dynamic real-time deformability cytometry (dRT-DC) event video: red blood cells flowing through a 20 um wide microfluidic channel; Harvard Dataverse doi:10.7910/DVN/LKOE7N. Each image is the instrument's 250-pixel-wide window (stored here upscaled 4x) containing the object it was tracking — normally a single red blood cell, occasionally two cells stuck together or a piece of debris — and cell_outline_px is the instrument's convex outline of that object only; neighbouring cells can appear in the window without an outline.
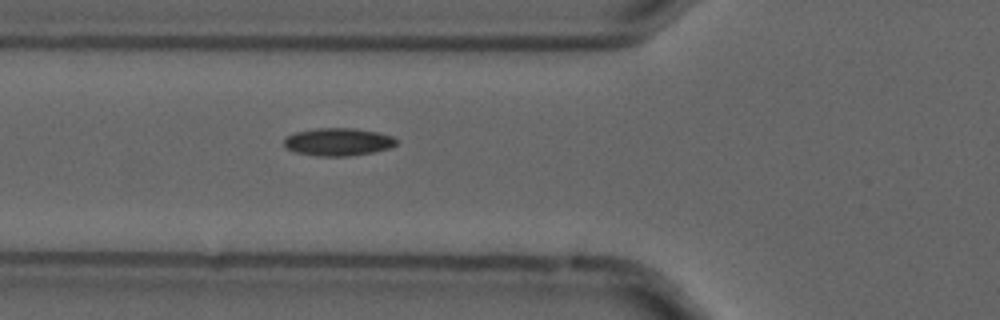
{"species": "common noctule bat (a hibernating species)", "species_latin": "Nyctalus noctula", "temperature_condition": "cold", "stored_images_in_passage": 7, "camera_frame_rate_fps": 3000, "um_per_image_px": 0.085, "animal": {"sex": "male", "forearm_length_mm": 52.5}, "frame": {"image": 1, "passage_image": 7, "time_ms": 2.0, "image_size_px": [1000, 320], "cell_outline_px": [[396, 144], [392, 148], [372, 152], [348, 156], [316, 156], [296, 152], [284, 148], [284, 140], [288, 136], [296, 132], [316, 128], [352, 128], [376, 132], [392, 136], [396, 140]], "centroid_in_image_um": [28.72, 12.06], "position_along_channel_um": 97.1, "area_um2": 18.09}}